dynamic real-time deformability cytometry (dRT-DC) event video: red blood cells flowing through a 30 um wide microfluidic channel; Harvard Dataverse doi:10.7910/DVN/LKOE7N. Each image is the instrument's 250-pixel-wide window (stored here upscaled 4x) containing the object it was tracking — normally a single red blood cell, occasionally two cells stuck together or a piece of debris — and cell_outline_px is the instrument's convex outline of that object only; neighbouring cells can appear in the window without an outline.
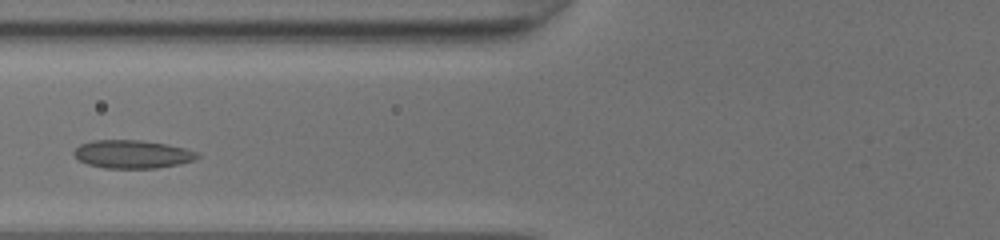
{"species": "common noctule bat (a hibernating species)", "species_latin": "Nyctalus noctula", "temperature_condition": "room temperature", "stored_images_in_passage": 16, "camera_frame_rate_fps": 3000, "um_per_image_px": 0.085, "animal": {"sex": "female", "body_mass_g": 20.0, "forearm_length_mm": 54.0}, "frame": {"image": 1, "passage_image": 5, "time_ms": 1.333, "image_size_px": [1000, 240], "cell_outline_px": [[200, 156], [192, 160], [180, 164], [156, 168], [104, 168], [88, 164], [80, 160], [72, 152], [80, 144], [92, 140], [140, 140], [168, 144], [184, 148], [196, 152]], "centroid_in_image_um": [11.24, 13.1], "position_along_channel_um": 114.6, "area_um2": 20.17}}
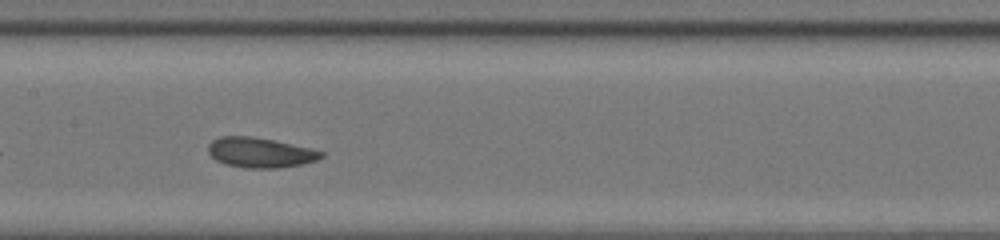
{"frame": {"image": 2, "passage_image": 10, "time_ms": 3.0, "image_size_px": [1000, 240], "cell_outline_px": [[324, 156], [316, 160], [300, 164], [276, 168], [248, 168], [228, 164], [216, 160], [208, 152], [208, 144], [212, 140], [220, 136], [252, 136], [312, 148], [324, 152]], "centroid_in_image_um": [22.11, 12.95], "position_along_channel_um": 185.3, "area_um2": 19.59}}